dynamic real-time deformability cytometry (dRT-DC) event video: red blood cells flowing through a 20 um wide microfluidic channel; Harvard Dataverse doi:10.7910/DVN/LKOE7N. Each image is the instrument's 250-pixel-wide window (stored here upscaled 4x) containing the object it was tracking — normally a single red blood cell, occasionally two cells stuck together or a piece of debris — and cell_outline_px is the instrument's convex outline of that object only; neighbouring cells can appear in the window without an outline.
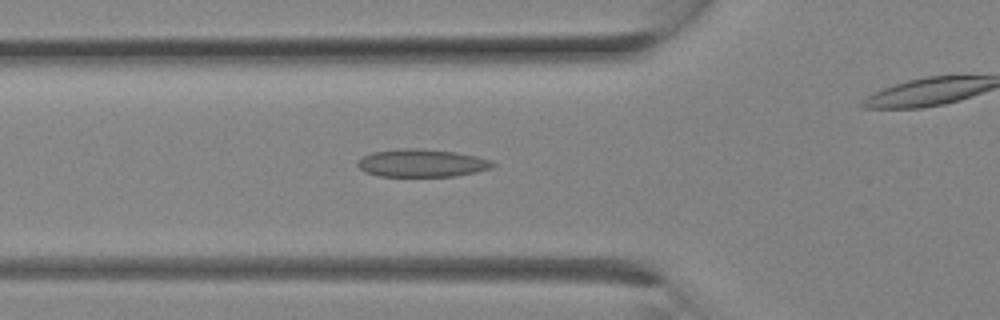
{"species": "Egyptian fruit bat (a non-hibernating species)", "species_latin": "Rousettus aegyptiacus", "temperature_condition": "room temperature", "stored_images_in_passage": 13, "camera_frame_rate_fps": 3000, "um_per_image_px": 0.085, "animal": {"sex": "female"}, "frame": {"image": 1, "passage_image": 10, "time_ms": 3.0, "image_size_px": [1000, 320], "cell_outline_px": [[496, 164], [492, 168], [476, 172], [452, 176], [380, 176], [364, 172], [356, 164], [364, 156], [372, 152], [400, 148], [416, 148], [456, 152], [476, 156], [492, 160]], "centroid_in_image_um": [35.87, 13.86], "position_along_channel_um": 89.9, "area_um2": 21.85}}